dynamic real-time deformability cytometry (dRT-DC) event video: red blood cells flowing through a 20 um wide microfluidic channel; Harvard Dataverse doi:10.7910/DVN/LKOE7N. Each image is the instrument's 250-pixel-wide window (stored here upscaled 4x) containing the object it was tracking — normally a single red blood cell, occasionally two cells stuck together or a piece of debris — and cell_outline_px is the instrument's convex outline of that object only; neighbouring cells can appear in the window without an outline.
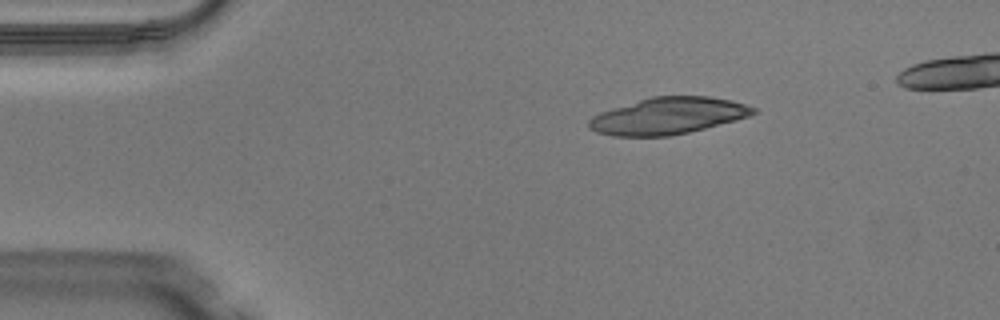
{"species": "Egyptian fruit bat (a non-hibernating species)", "species_latin": "Rousettus aegyptiacus", "temperature_condition": "warm", "stored_images_in_passage": 39, "camera_frame_rate_fps": 3000, "um_per_image_px": 0.085, "animal": {"sex": "male"}, "frame": {"image": 1, "passage_image": 1, "time_ms": 0.0, "image_size_px": [1000, 320], "cell_outline_px": [[756, 112], [748, 116], [736, 120], [688, 132], [668, 136], [612, 136], [596, 132], [588, 128], [588, 120], [592, 116], [600, 112], [652, 96], [708, 96], [732, 100], [756, 108]], "centroid_in_image_um": [56.75, 9.85], "position_along_channel_um": 28.2, "area_um2": 34.97}}